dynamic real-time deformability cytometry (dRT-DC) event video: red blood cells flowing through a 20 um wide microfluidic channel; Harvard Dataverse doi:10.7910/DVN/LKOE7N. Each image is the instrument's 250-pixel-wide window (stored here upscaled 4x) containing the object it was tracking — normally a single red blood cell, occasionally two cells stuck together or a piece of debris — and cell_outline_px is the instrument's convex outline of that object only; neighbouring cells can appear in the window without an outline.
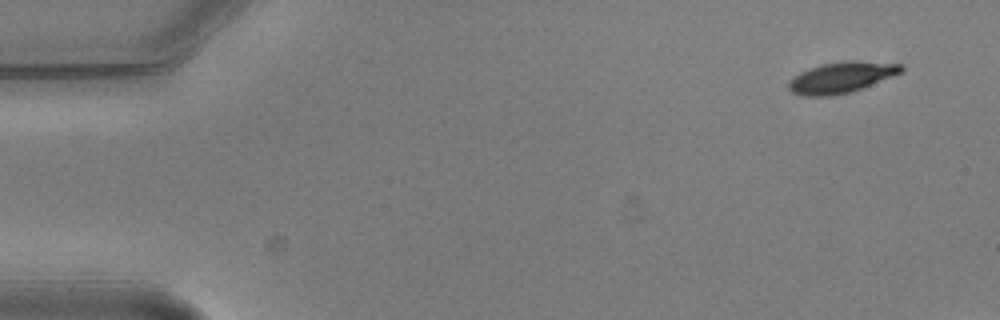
{"species": "common noctule bat (a hibernating species)", "species_latin": "Nyctalus noctula", "temperature_condition": "warm", "stored_images_in_passage": 4, "camera_frame_rate_fps": 3000, "um_per_image_px": 0.085, "animal": {"sex": "male", "body_mass_g": 20.5, "forearm_length_mm": 52.5}, "frame": {"image": 1, "passage_image": 1, "time_ms": 0.0, "image_size_px": [1000, 320], "cell_outline_px": [[904, 68], [900, 72], [852, 92], [828, 96], [804, 96], [792, 92], [788, 88], [788, 84], [800, 72], [808, 68], [820, 64], [844, 60], [856, 60], [904, 64]], "centroid_in_image_um": [71.51, 6.56], "position_along_channel_um": 13.5, "area_um2": 20.17}}